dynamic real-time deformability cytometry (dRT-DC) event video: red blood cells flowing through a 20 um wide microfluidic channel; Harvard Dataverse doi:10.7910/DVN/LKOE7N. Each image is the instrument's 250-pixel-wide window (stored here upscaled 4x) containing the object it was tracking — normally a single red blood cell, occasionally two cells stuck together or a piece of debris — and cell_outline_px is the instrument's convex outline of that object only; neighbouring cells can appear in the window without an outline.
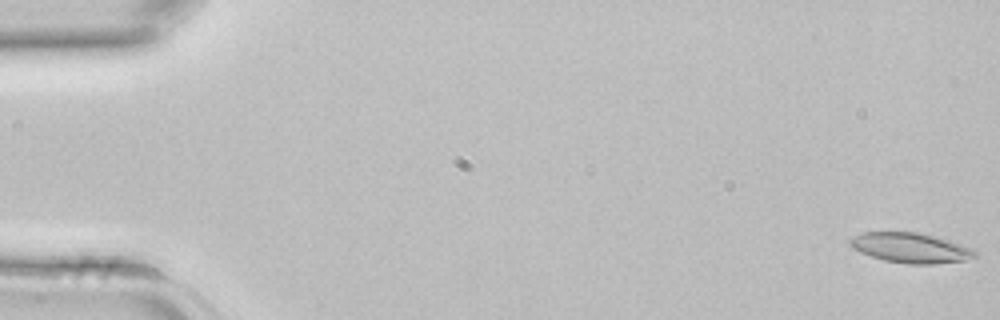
{"species": "common noctule bat (a hibernating species)", "species_latin": "Nyctalus noctula", "temperature_condition": "room temperature", "stored_images_in_passage": 44, "camera_frame_rate_fps": 3000, "um_per_image_px": 0.085, "animal": {"sex": "female", "body_mass_g": 22.7, "forearm_length_mm": 54.2}, "frame": {"image": 1, "passage_image": 1, "time_ms": 0.0, "image_size_px": [1000, 320], "cell_outline_px": [[976, 256], [964, 260], [936, 264], [908, 264], [884, 260], [860, 252], [852, 248], [848, 244], [848, 240], [864, 232], [920, 232], [936, 236], [972, 248], [976, 252]], "centroid_in_image_um": [77.39, 21.06], "position_along_channel_um": 7.6, "area_um2": 21.79}}
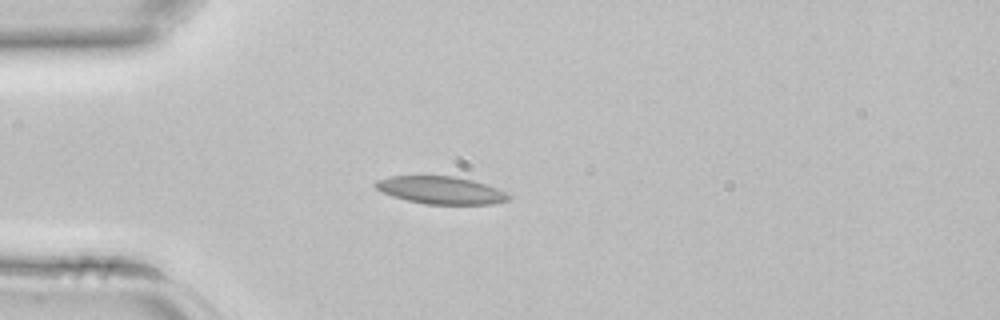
{"frame": {"image": 2, "passage_image": 12, "time_ms": 3.667, "image_size_px": [1000, 320], "cell_outline_px": [[512, 196], [508, 200], [492, 204], [424, 204], [392, 196], [376, 188], [372, 184], [376, 180], [388, 176], [452, 176], [472, 180], [496, 188]], "centroid_in_image_um": [37.44, 16.16], "position_along_channel_um": 47.6, "area_um2": 21.21}}
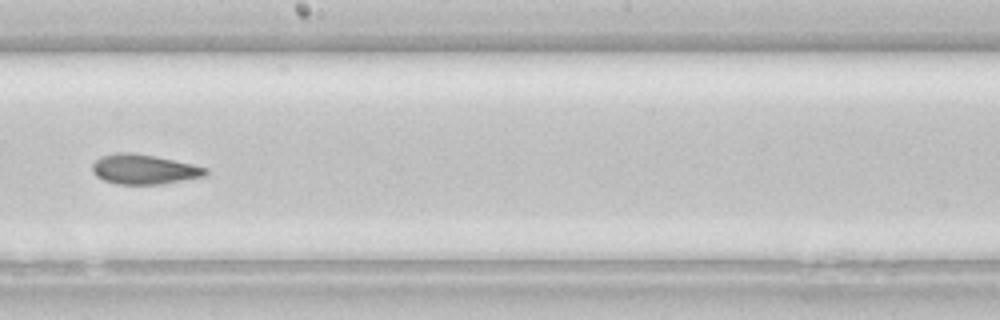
{"frame": {"image": 3, "passage_image": 25, "time_ms": 8.0, "image_size_px": [1000, 320], "cell_outline_px": [[208, 172], [204, 176], [160, 184], [116, 184], [104, 180], [96, 176], [92, 172], [92, 164], [100, 156], [112, 152], [132, 152], [192, 164], [208, 168]], "centroid_in_image_um": [12.18, 14.38], "position_along_channel_um": 236.0, "area_um2": 19.59}}